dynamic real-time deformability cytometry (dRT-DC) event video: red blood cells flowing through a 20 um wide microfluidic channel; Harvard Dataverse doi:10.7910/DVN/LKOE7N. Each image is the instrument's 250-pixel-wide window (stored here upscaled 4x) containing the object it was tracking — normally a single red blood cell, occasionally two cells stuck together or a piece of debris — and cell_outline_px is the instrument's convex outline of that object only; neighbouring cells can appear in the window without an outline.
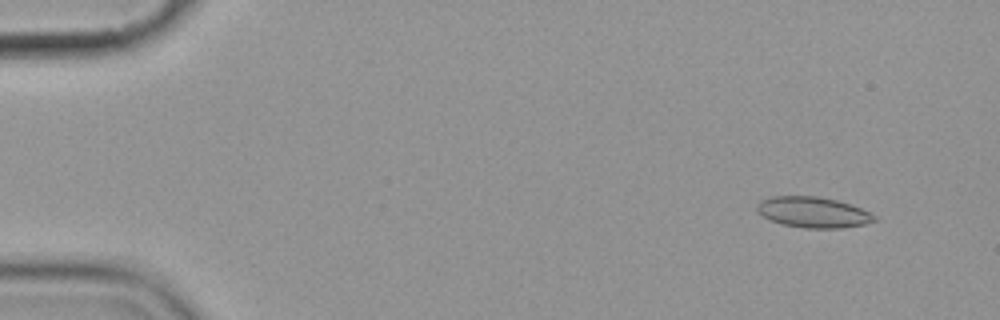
{"species": "common noctule bat (a hibernating species)", "species_latin": "Nyctalus noctula", "temperature_condition": "cold", "stored_images_in_passage": 5, "camera_frame_rate_fps": 3000, "um_per_image_px": 0.085, "animal": {"sex": "female", "body_mass_g": 19.9}, "frame": {"image": 1, "passage_image": 2, "time_ms": 1.0, "image_size_px": [1000, 320], "cell_outline_px": [[876, 220], [864, 224], [840, 228], [804, 228], [784, 224], [772, 220], [756, 212], [756, 204], [760, 200], [772, 196], [816, 196], [836, 200], [860, 208], [876, 216]], "centroid_in_image_um": [69.07, 18.03], "position_along_channel_um": 15.9, "area_um2": 20.81}}
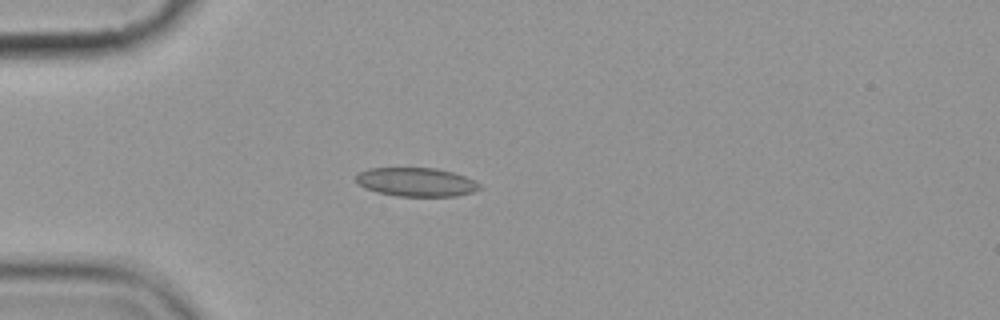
{"frame": {"image": 2, "passage_image": 5, "time_ms": 4.667, "image_size_px": [1000, 320], "cell_outline_px": [[484, 188], [472, 192], [456, 196], [396, 196], [376, 192], [364, 188], [356, 180], [356, 172], [372, 168], [436, 168], [452, 172], [464, 176], [480, 184]], "centroid_in_image_um": [35.37, 15.48], "position_along_channel_um": 49.6, "area_um2": 20.75}}